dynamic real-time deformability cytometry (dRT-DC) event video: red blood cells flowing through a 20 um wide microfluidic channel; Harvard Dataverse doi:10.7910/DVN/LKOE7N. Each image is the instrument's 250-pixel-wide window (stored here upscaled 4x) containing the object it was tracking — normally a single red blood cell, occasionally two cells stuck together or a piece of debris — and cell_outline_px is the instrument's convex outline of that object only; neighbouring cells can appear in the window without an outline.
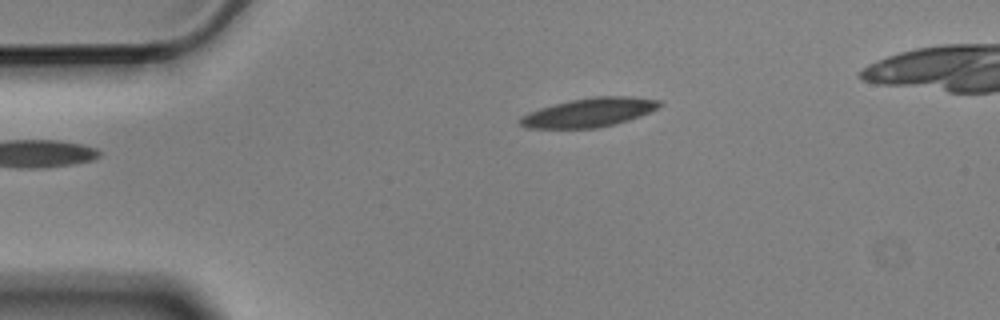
{"species": "Egyptian fruit bat (a non-hibernating species)", "species_latin": "Rousettus aegyptiacus", "temperature_condition": "cold", "stored_images_in_passage": 6, "camera_frame_rate_fps": 3000, "um_per_image_px": 0.085, "animal": {"sex": "male"}, "frame": {"image": 1, "passage_image": 6, "time_ms": 1.667, "image_size_px": [1000, 320], "cell_outline_px": [[664, 104], [640, 116], [628, 120], [596, 128], [524, 128], [516, 120], [520, 116], [528, 112], [540, 108], [572, 100], [592, 96], [632, 96], [660, 100]], "centroid_in_image_um": [50.05, 9.55], "position_along_channel_um": 35.0, "area_um2": 23.47}}